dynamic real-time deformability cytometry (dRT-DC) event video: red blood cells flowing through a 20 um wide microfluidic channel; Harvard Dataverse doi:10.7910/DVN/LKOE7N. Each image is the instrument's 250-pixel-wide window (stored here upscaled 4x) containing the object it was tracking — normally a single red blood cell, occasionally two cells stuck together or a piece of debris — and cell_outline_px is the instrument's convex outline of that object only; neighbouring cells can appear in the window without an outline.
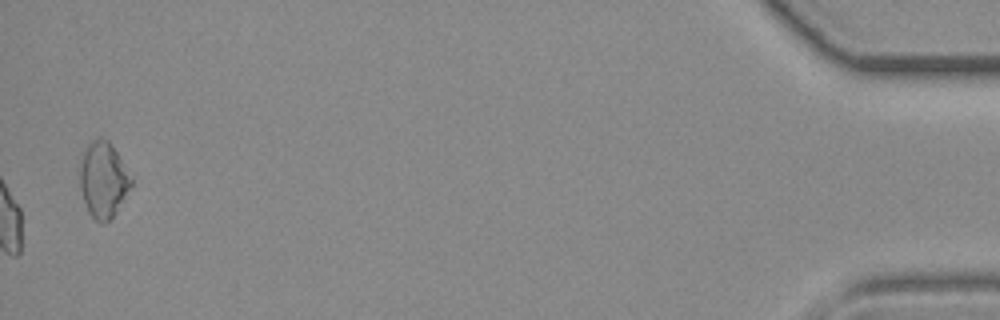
{"species": "common noctule bat (a hibernating species)", "species_latin": "Nyctalus noctula", "temperature_condition": "room temperature", "stored_images_in_passage": 40, "camera_frame_rate_fps": 3000, "um_per_image_px": 0.085, "animal": {"sex": "female", "body_mass_g": 19.3, "forearm_length_mm": 54.1}, "frame": {"image": 1, "passage_image": 40, "time_ms": 13.0, "image_size_px": [1000, 320], "cell_outline_px": [[132, 184], [112, 216], [104, 224], [100, 224], [88, 212], [80, 188], [80, 160], [88, 144], [92, 140], [100, 136], [108, 140], [116, 152], [132, 180]], "centroid_in_image_um": [8.74, 15.26], "position_along_channel_um": 426.5, "area_um2": 22.08}}